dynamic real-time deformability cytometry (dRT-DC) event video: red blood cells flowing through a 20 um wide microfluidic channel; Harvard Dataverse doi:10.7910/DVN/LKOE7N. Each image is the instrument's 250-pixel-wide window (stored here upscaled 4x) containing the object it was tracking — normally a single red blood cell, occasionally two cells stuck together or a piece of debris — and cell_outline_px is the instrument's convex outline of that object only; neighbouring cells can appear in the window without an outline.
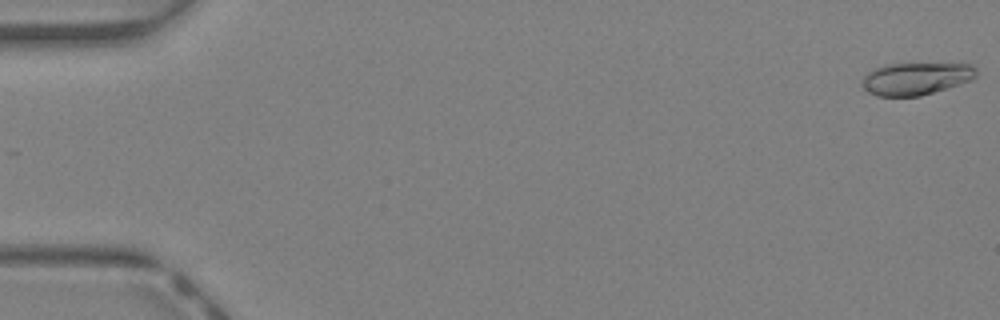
{"species": "Egyptian fruit bat (a non-hibernating species)", "species_latin": "Rousettus aegyptiacus", "temperature_condition": "warm", "stored_images_in_passage": 39, "camera_frame_rate_fps": 3000, "um_per_image_px": 0.085, "animal": {"sex": "female"}, "frame": {"image": 1, "passage_image": 1, "time_ms": 0.0, "image_size_px": [1000, 320], "cell_outline_px": [[976, 76], [972, 80], [920, 96], [876, 96], [868, 92], [860, 84], [864, 76], [872, 68], [888, 64], [972, 64], [976, 68]], "centroid_in_image_um": [77.82, 6.68], "position_along_channel_um": 7.2, "area_um2": 21.5}}
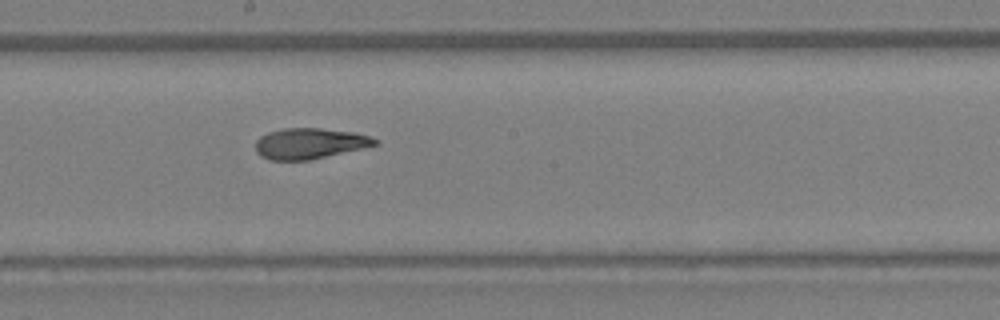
{"frame": {"image": 2, "passage_image": 25, "time_ms": 8.0, "image_size_px": [1000, 320], "cell_outline_px": [[380, 140], [376, 144], [360, 148], [308, 160], [268, 160], [260, 156], [256, 152], [256, 140], [260, 136], [268, 132], [284, 128], [320, 128], [352, 132], [368, 136]], "centroid_in_image_um": [26.25, 12.19], "position_along_channel_um": 222.0, "area_um2": 21.1}}
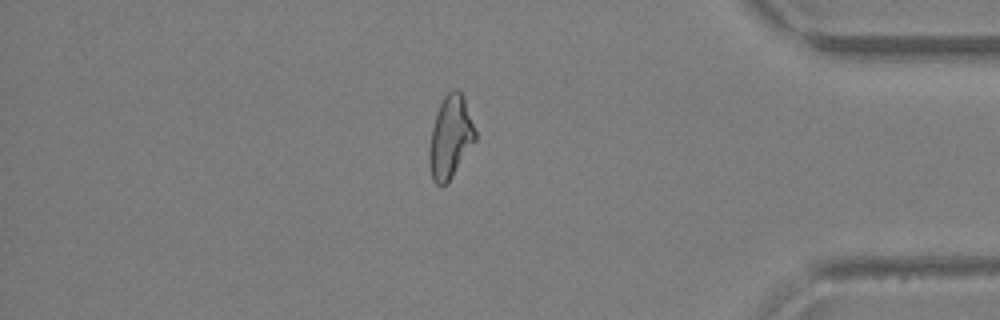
{"frame": {"image": 3, "passage_image": 38, "time_ms": 12.333, "image_size_px": [1000, 320], "cell_outline_px": [[476, 140], [448, 184], [436, 184], [432, 180], [428, 160], [428, 148], [432, 128], [436, 112], [444, 96], [452, 88], [456, 88], [464, 96], [476, 132]], "centroid_in_image_um": [38.27, 11.66], "position_along_channel_um": 396.9, "area_um2": 22.37}}